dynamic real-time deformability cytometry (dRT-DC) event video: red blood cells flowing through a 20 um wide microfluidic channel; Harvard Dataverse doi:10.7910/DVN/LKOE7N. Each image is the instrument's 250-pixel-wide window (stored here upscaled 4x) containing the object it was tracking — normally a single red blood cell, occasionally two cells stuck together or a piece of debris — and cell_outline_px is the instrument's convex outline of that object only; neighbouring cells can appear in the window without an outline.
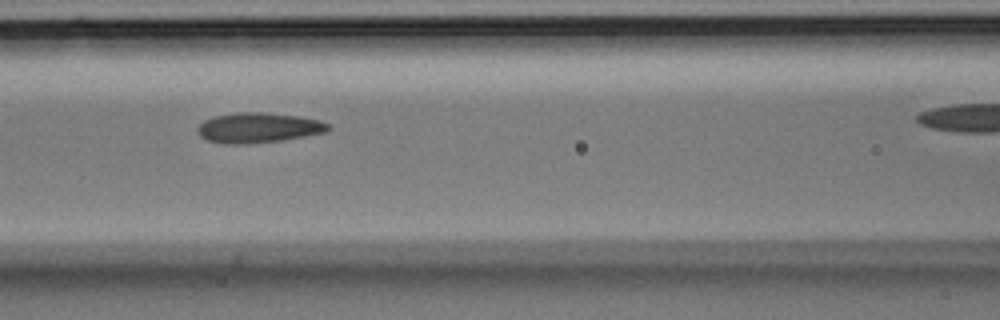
{"species": "Egyptian fruit bat (a non-hibernating species)", "species_latin": "Rousettus aegyptiacus", "temperature_condition": "room temperature", "stored_images_in_passage": 9, "camera_frame_rate_fps": 3000, "um_per_image_px": 0.085, "animal": {"sex": "male"}, "frame": {"image": 1, "passage_image": 6, "time_ms": 1.667, "image_size_px": [1000, 320], "cell_outline_px": [[332, 128], [328, 132], [284, 140], [248, 144], [220, 144], [208, 140], [200, 136], [196, 132], [196, 128], [204, 120], [216, 116], [240, 112], [260, 112], [300, 116], [320, 120], [328, 124]], "centroid_in_image_um": [21.98, 10.87], "position_along_channel_um": 144.6, "area_um2": 23.18}}
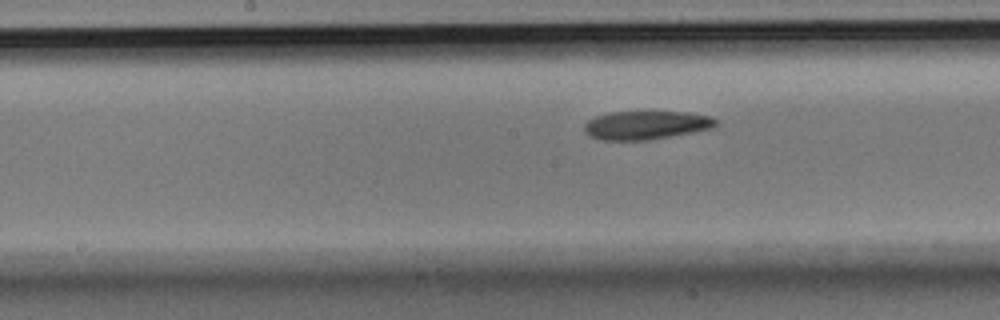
{"frame": {"image": 2, "passage_image": 8, "time_ms": 2.333, "image_size_px": [1000, 320], "cell_outline_px": [[720, 124], [716, 128], [648, 140], [600, 140], [588, 136], [584, 132], [584, 124], [588, 120], [596, 116], [612, 112], [688, 112], [708, 116], [720, 120]], "centroid_in_image_um": [54.95, 10.64], "position_along_channel_um": 193.2, "area_um2": 22.14}}
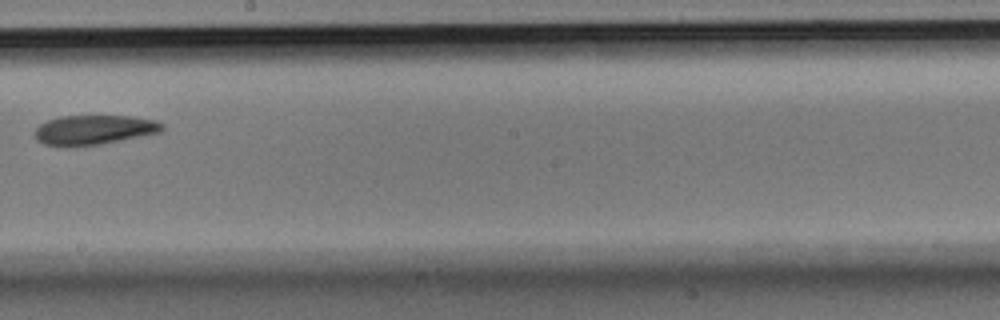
{"frame": {"image": 3, "passage_image": 9, "time_ms": 2.667, "image_size_px": [1000, 320], "cell_outline_px": [[164, 128], [160, 132], [100, 144], [44, 144], [36, 136], [36, 128], [40, 124], [48, 120], [60, 116], [132, 116], [156, 120], [164, 124]], "centroid_in_image_um": [8.07, 10.99], "position_along_channel_um": 240.1, "area_um2": 21.15}}